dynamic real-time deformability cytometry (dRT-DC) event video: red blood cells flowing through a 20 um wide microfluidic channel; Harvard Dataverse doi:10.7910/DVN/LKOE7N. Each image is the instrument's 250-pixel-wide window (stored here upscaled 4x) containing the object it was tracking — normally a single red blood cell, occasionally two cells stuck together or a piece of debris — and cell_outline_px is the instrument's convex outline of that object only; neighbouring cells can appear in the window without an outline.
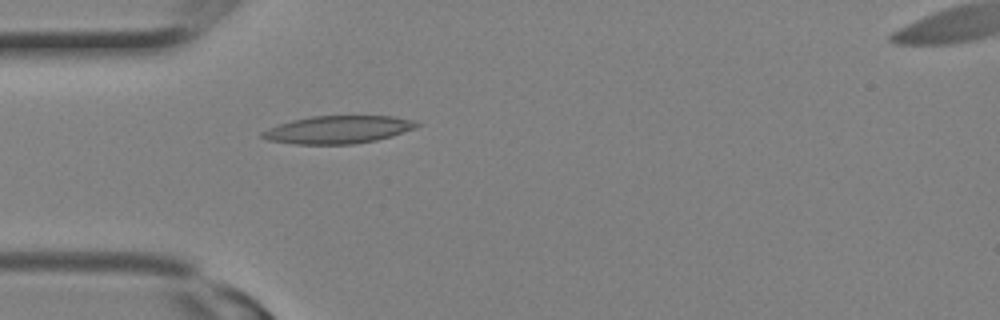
{"species": "Egyptian fruit bat (a non-hibernating species)", "species_latin": "Rousettus aegyptiacus", "temperature_condition": "room temperature", "stored_images_in_passage": 4, "segment_of_instrument_passage": [1, 2], "camera_frame_rate_fps": 3000, "um_per_image_px": 0.085, "animal": {"sex": "female"}, "frame": {"image": 1, "passage_image": 3, "time_ms": 0.667, "image_size_px": [1000, 320], "cell_outline_px": [[420, 124], [416, 128], [392, 136], [376, 140], [352, 144], [296, 144], [268, 140], [260, 136], [260, 132], [268, 128], [292, 120], [312, 116], [392, 116], [412, 120]], "centroid_in_image_um": [28.72, 11.02], "position_along_channel_um": 56.3, "area_um2": 24.85}}